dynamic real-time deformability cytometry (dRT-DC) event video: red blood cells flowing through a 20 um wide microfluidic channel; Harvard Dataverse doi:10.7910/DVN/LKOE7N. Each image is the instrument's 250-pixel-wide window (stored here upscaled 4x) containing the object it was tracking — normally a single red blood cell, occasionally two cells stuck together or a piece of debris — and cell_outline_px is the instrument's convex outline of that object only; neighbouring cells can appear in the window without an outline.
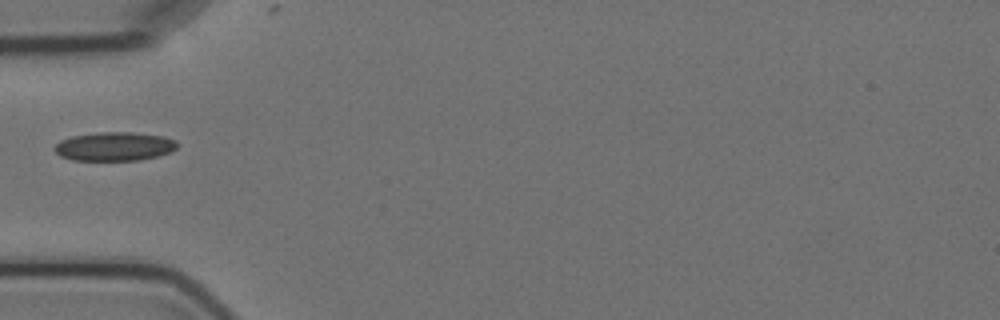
{"species": "Egyptian fruit bat (a non-hibernating species)", "species_latin": "Rousettus aegyptiacus", "temperature_condition": "cold", "stored_images_in_passage": 8, "camera_frame_rate_fps": 3000, "um_per_image_px": 0.085, "animal": {"sex": "female"}, "frame": {"image": 1, "passage_image": 7, "time_ms": 7.0, "image_size_px": [1000, 320], "cell_outline_px": [[176, 148], [168, 152], [156, 156], [140, 160], [72, 160], [60, 156], [52, 148], [60, 140], [72, 136], [100, 132], [132, 132], [164, 136], [176, 140]], "centroid_in_image_um": [9.69, 12.44], "position_along_channel_um": 75.3, "area_um2": 20.52}}